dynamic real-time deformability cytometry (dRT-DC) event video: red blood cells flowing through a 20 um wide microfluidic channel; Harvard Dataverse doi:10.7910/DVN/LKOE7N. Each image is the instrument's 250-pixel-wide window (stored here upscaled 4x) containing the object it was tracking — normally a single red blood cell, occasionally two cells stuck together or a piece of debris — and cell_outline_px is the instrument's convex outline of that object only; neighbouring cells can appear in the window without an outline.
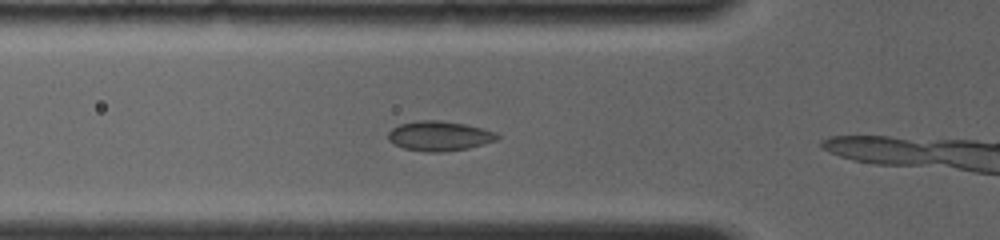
{"species": "common noctule bat (a hibernating species)", "species_latin": "Nyctalus noctula", "temperature_condition": "room temperature", "stored_images_in_passage": 8, "camera_frame_rate_fps": 4000, "um_per_image_px": 0.085, "animal": {"sex": "female", "body_mass_g": 19.0, "forearm_length_mm": 56.7}, "frame": {"image": 1, "passage_image": 6, "time_ms": 1.75, "image_size_px": [1000, 240], "cell_outline_px": [[500, 136], [496, 140], [468, 148], [440, 152], [428, 152], [404, 148], [388, 140], [388, 132], [392, 128], [400, 124], [416, 120], [440, 120], [464, 124], [496, 132]], "centroid_in_image_um": [37.32, 11.55], "position_along_channel_um": 88.5, "area_um2": 18.73}}